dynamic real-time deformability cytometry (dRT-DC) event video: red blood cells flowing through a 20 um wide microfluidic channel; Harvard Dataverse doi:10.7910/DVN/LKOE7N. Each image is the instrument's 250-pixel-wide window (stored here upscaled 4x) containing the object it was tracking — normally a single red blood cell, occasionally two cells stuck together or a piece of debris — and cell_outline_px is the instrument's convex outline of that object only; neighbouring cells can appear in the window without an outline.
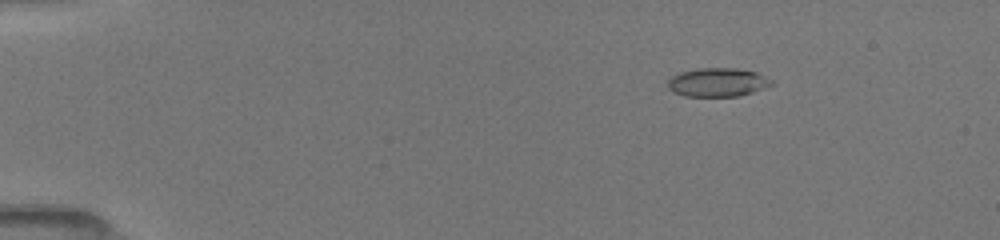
{"species": "common noctule bat (a hibernating species)", "species_latin": "Nyctalus noctula", "temperature_condition": "room temperature", "stored_images_in_passage": 6, "camera_frame_rate_fps": 3000, "um_per_image_px": 0.085, "animal": {"sex": "female", "body_mass_g": 19.5, "forearm_length_mm": 54.1}, "frame": {"image": 1, "passage_image": 3, "time_ms": 2.333, "image_size_px": [1000, 240], "cell_outline_px": [[776, 84], [740, 96], [684, 96], [672, 92], [668, 88], [668, 80], [672, 76], [680, 72], [696, 68], [736, 68], [756, 72], [776, 80]], "centroid_in_image_um": [61.03, 6.99], "position_along_channel_um": 24.0, "area_um2": 17.63}}
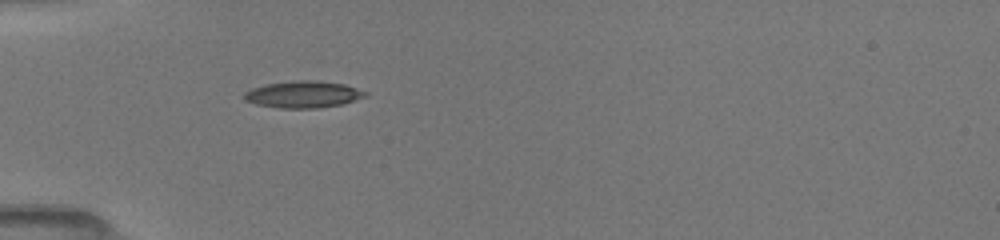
{"frame": {"image": 2, "passage_image": 6, "time_ms": 5.333, "image_size_px": [1000, 240], "cell_outline_px": [[368, 96], [340, 104], [316, 108], [276, 108], [256, 104], [244, 100], [244, 92], [252, 88], [264, 84], [296, 80], [316, 80], [344, 84], [368, 92]], "centroid_in_image_um": [25.75, 8.02], "position_along_channel_um": 59.3, "area_um2": 18.96}}